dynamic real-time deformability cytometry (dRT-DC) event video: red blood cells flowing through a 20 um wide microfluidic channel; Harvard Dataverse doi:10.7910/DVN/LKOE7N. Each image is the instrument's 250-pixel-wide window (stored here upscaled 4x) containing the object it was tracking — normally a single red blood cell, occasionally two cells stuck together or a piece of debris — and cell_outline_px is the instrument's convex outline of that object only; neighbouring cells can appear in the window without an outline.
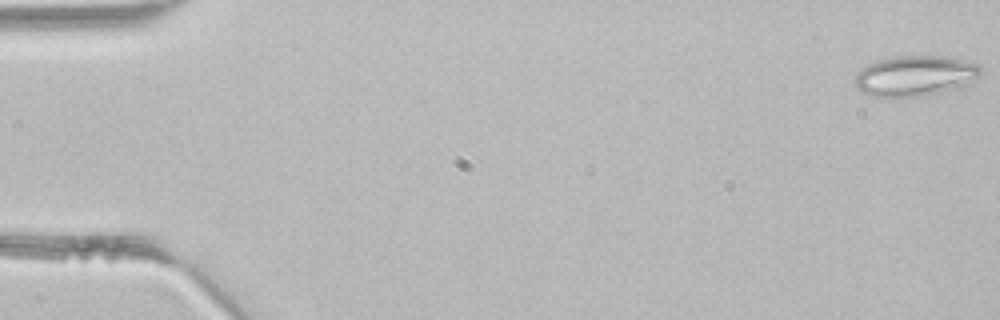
{"species": "common noctule bat (a hibernating species)", "species_latin": "Nyctalus noctula", "temperature_condition": "room temperature", "stored_images_in_passage": 4, "camera_frame_rate_fps": 3000, "um_per_image_px": 0.085, "animal": {"sex": "male", "body_mass_g": 21.5, "forearm_length_mm": 52.0}, "frame": {"image": 1, "passage_image": 1, "time_ms": 0.0, "image_size_px": [1000, 320], "cell_outline_px": [[980, 76], [968, 84], [940, 92], [924, 96], [896, 100], [872, 96], [860, 92], [852, 84], [852, 80], [856, 72], [860, 68], [876, 60], [888, 56], [956, 56], [976, 64], [980, 68]], "centroid_in_image_um": [77.68, 6.47], "position_along_channel_um": 7.3, "area_um2": 30.92}}